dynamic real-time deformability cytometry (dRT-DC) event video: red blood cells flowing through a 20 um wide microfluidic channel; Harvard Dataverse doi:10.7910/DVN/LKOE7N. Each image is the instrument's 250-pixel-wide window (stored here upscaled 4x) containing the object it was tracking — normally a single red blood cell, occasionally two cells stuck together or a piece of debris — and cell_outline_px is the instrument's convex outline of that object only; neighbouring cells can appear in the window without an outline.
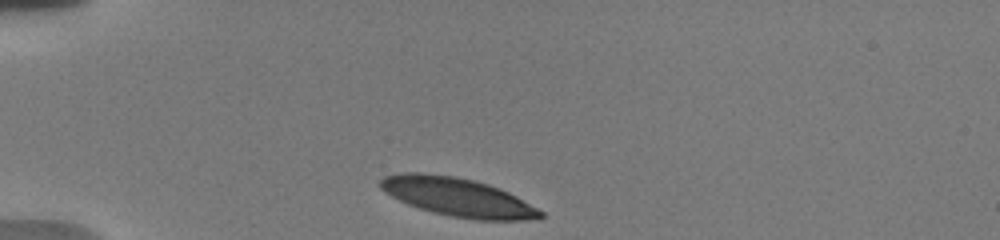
{"species": "human", "species_latin": "Homo sapiens", "temperature_condition": "warm", "stored_images_in_passage": 32, "camera_frame_rate_fps": 3000, "um_per_image_px": 0.085, "donor": {"sex": "male"}, "frame": {"image": 1, "passage_image": 1, "time_ms": 0.0, "image_size_px": [1000, 240], "cell_outline_px": [[544, 216], [528, 220], [476, 220], [452, 216], [432, 212], [408, 204], [384, 192], [376, 184], [384, 176], [400, 172], [420, 172], [456, 176], [476, 180], [500, 188], [516, 196], [544, 212]], "centroid_in_image_um": [38.87, 16.73], "position_along_channel_um": 46.1, "area_um2": 36.13}}
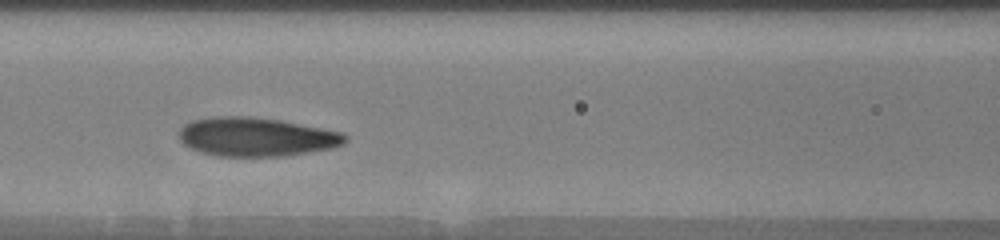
{"frame": {"image": 2, "passage_image": 7, "time_ms": 3.667, "image_size_px": [1000, 240], "cell_outline_px": [[348, 140], [344, 144], [332, 148], [284, 156], [216, 156], [200, 152], [184, 144], [180, 140], [180, 128], [184, 124], [192, 120], [212, 116], [248, 116], [280, 120], [340, 132], [348, 136]], "centroid_in_image_um": [21.77, 11.63], "position_along_channel_um": 144.8, "area_um2": 37.57}}
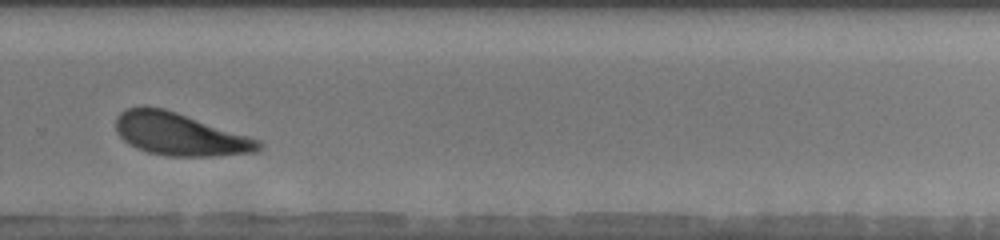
{"frame": {"image": 3, "passage_image": 22, "time_ms": 8.333, "image_size_px": [1000, 240], "cell_outline_px": [[264, 148], [256, 152], [212, 156], [164, 156], [148, 152], [136, 148], [128, 144], [116, 132], [116, 116], [120, 112], [128, 108], [140, 104], [144, 104], [164, 108], [264, 140]], "centroid_in_image_um": [15.31, 11.39], "position_along_channel_um": 314.5, "area_um2": 36.18}, "authors_computed_cell_mechanics": {"area_um2": 36.4718, "velocity_mm_per_s": 3.6458, "shape_relaxation_time_tau1_ms": 2.8772, "shape_relaxation_time_tau2_ms": null, "deformation_change_tau1": 0.1332, "deformation_change_tau2": null}}